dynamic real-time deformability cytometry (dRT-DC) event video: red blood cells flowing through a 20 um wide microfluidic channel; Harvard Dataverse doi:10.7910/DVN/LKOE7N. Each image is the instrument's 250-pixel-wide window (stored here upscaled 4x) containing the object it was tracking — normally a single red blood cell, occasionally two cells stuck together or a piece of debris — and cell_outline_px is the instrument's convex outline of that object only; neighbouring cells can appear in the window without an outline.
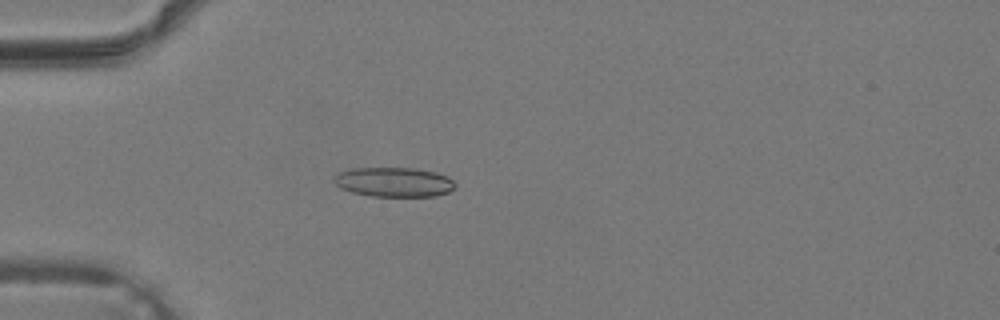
{"species": "common noctule bat (a hibernating species)", "species_latin": "Nyctalus noctula", "temperature_condition": "warm", "stored_images_in_passage": 28, "camera_frame_rate_fps": 3000, "um_per_image_px": 0.085, "animal": {"sex": "male", "body_mass_g": 19.2, "forearm_length_mm": 51.8}, "frame": {"image": 1, "passage_image": 1, "time_ms": 0.0, "image_size_px": [1000, 320], "cell_outline_px": [[456, 188], [448, 192], [436, 196], [372, 196], [352, 192], [340, 188], [332, 180], [332, 176], [336, 172], [348, 168], [416, 168], [436, 172], [448, 176], [456, 184]], "centroid_in_image_um": [33.45, 15.46], "position_along_channel_um": 51.5, "area_um2": 21.21}}
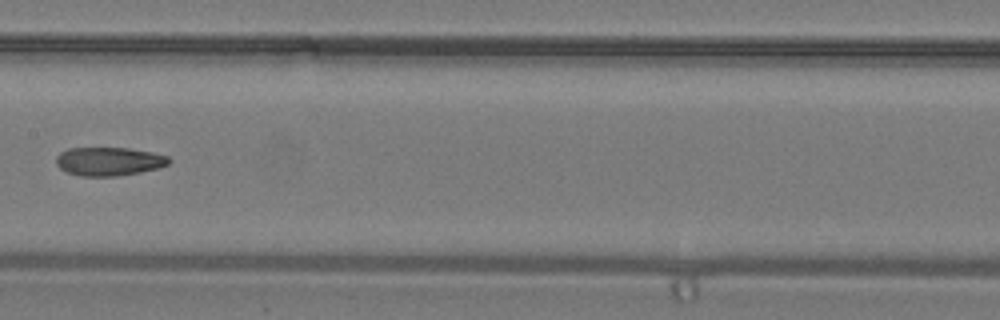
{"frame": {"image": 2, "passage_image": 10, "time_ms": 3.0, "image_size_px": [1000, 320], "cell_outline_px": [[172, 160], [168, 164], [156, 168], [140, 172], [116, 176], [80, 176], [68, 172], [60, 168], [56, 164], [56, 156], [60, 152], [68, 148], [128, 148], [152, 152], [168, 156]], "centroid_in_image_um": [9.25, 13.71], "position_along_channel_um": 198.2, "area_um2": 18.73}}
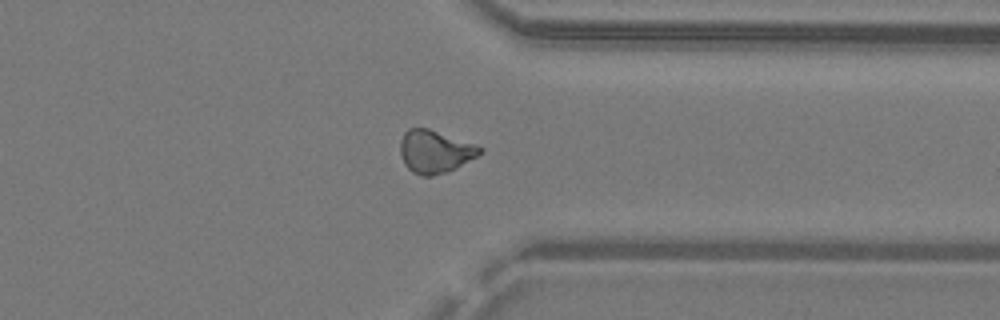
{"frame": {"image": 3, "passage_image": 20, "time_ms": 6.333, "image_size_px": [1000, 320], "cell_outline_px": [[484, 152], [444, 172], [432, 176], [424, 176], [412, 172], [404, 164], [400, 156], [400, 140], [404, 132], [408, 128], [428, 128], [476, 144], [484, 148]], "centroid_in_image_um": [36.94, 12.86], "position_along_channel_um": 374.5, "area_um2": 19.71}}